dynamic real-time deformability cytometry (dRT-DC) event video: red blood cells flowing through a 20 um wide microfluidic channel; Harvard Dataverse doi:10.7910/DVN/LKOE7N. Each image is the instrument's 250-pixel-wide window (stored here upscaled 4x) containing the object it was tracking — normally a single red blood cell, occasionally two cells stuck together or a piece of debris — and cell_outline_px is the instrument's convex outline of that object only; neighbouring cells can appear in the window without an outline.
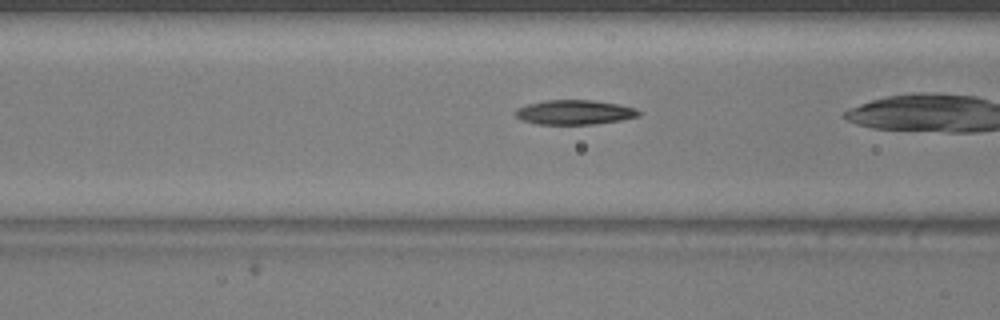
{"species": "common noctule bat (a hibernating species)", "species_latin": "Nyctalus noctula", "temperature_condition": "warm", "stored_images_in_passage": 39, "camera_frame_rate_fps": 3000, "um_per_image_px": 0.085, "animal": {"sex": "male", "body_mass_g": 20.5, "forearm_length_mm": 52.5}, "frame": {"image": 1, "passage_image": 18, "time_ms": 5.667, "image_size_px": [1000, 320], "cell_outline_px": [[640, 116], [620, 120], [596, 124], [536, 124], [524, 120], [516, 116], [516, 108], [528, 104], [544, 100], [592, 100], [620, 104], [636, 108], [640, 112]], "centroid_in_image_um": [48.86, 9.54], "position_along_channel_um": 117.7, "area_um2": 17.63}}
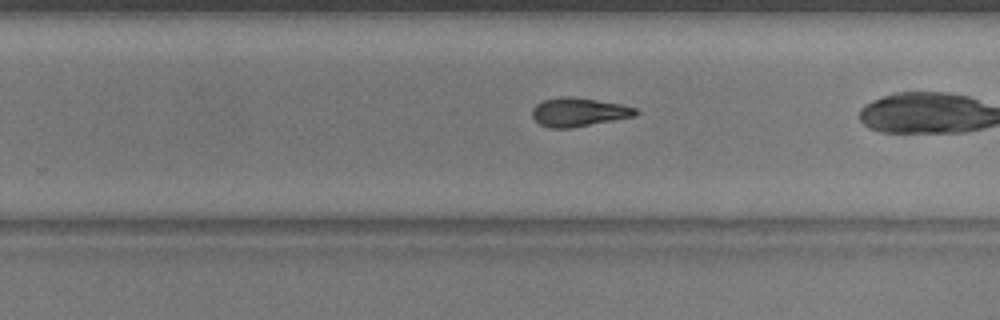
{"frame": {"image": 2, "passage_image": 31, "time_ms": 10.0, "image_size_px": [1000, 320], "cell_outline_px": [[640, 112], [636, 116], [572, 128], [548, 128], [540, 124], [532, 116], [532, 108], [536, 104], [544, 100], [560, 96], [572, 96], [620, 104], [636, 108]], "centroid_in_image_um": [49.19, 9.53], "position_along_channel_um": 280.6, "area_um2": 17.4}}
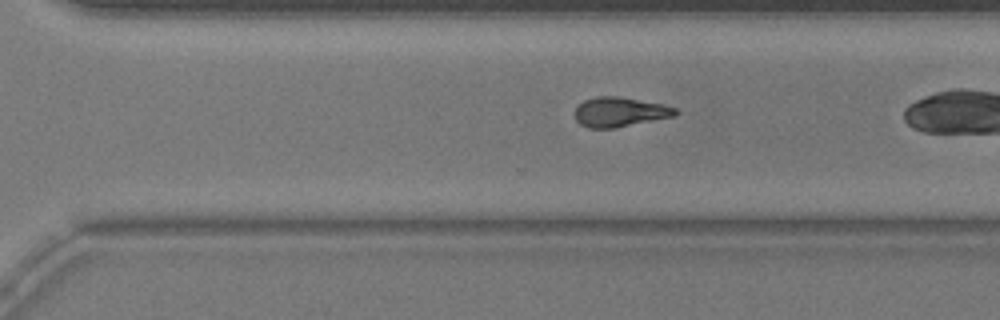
{"frame": {"image": 3, "passage_image": 34, "time_ms": 11.0, "image_size_px": [1000, 320], "cell_outline_px": [[680, 112], [672, 116], [616, 128], [588, 128], [580, 124], [576, 120], [576, 108], [584, 100], [596, 96], [616, 96], [660, 104], [676, 108]], "centroid_in_image_um": [52.65, 9.52], "position_along_channel_um": 317.9, "area_um2": 17.05}}